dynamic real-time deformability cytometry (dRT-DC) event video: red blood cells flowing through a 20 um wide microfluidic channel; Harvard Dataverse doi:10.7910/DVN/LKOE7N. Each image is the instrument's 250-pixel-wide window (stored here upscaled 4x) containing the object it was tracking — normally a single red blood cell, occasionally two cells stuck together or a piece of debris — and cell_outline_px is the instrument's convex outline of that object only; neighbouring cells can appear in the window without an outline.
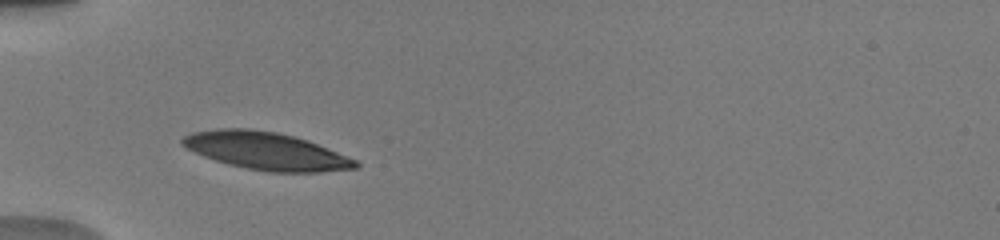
{"species": "human", "species_latin": "Homo sapiens", "temperature_condition": "warm", "stored_images_in_passage": 26, "camera_frame_rate_fps": 3000, "um_per_image_px": 0.085, "donor": {"sex": "male"}, "frame": {"image": 1, "passage_image": 1, "time_ms": 0.0, "image_size_px": [1000, 240], "cell_outline_px": [[360, 164], [356, 168], [320, 172], [268, 172], [228, 164], [204, 156], [180, 144], [180, 140], [184, 136], [192, 132], [220, 128], [248, 128], [276, 132], [308, 140], [356, 160]], "centroid_in_image_um": [22.6, 12.83], "position_along_channel_um": 62.4, "area_um2": 37.57}}
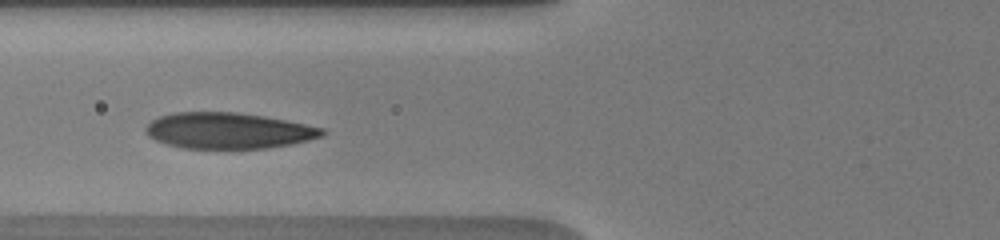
{"frame": {"image": 2, "passage_image": 5, "time_ms": 1.333, "image_size_px": [1000, 240], "cell_outline_px": [[328, 132], [320, 136], [308, 140], [292, 144], [264, 148], [184, 148], [164, 144], [148, 136], [144, 132], [144, 128], [152, 120], [160, 116], [176, 112], [236, 112], [264, 116], [324, 128]], "centroid_in_image_um": [19.37, 11.1], "position_along_channel_um": 106.4, "area_um2": 36.93}}
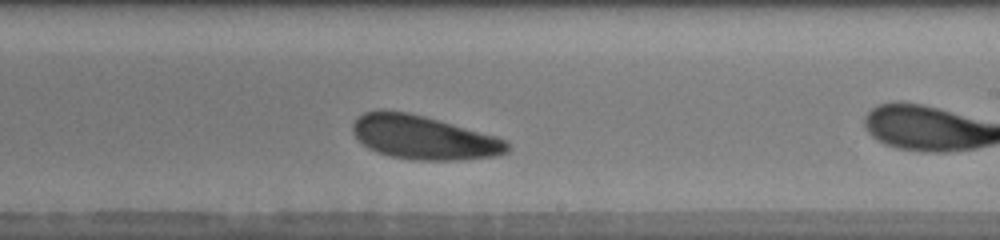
{"frame": {"image": 3, "passage_image": 12, "time_ms": 4.0, "image_size_px": [1000, 240], "cell_outline_px": [[512, 148], [508, 152], [492, 156], [460, 160], [412, 160], [392, 156], [376, 152], [368, 148], [352, 132], [352, 124], [356, 116], [364, 112], [380, 108], [384, 108], [408, 112], [424, 116], [496, 136], [504, 140]], "centroid_in_image_um": [35.95, 11.66], "position_along_channel_um": 253.0, "area_um2": 39.65}, "authors_computed_cell_mechanics": {"area_um2": 38.5237, "velocity_mm_per_s": 3.878, "shape_relaxation_time_tau1_ms": 4.3286, "shape_relaxation_time_tau2_ms": 3.6036, "deformation_change_tau1": 0.1854, "deformation_change_tau2": 0.1353}}